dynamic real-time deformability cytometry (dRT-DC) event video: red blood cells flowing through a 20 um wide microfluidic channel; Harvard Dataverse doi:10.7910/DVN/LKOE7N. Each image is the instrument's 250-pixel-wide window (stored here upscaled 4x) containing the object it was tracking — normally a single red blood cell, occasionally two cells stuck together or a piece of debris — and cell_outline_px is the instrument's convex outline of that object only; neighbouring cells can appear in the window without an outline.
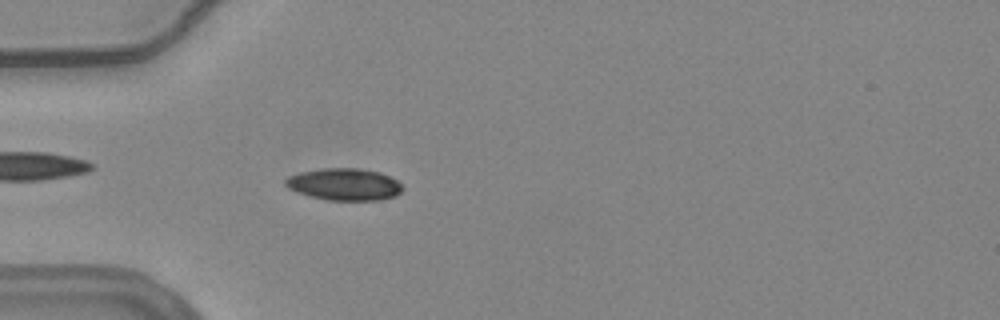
{"species": "common noctule bat (a hibernating species)", "species_latin": "Nyctalus noctula", "temperature_condition": "warm", "stored_images_in_passage": 44, "camera_frame_rate_fps": 3000, "um_per_image_px": 0.085, "animal": {"sex": "female", "body_mass_g": 24.6, "forearm_length_mm": 56.2}, "frame": {"image": 1, "passage_image": 5, "time_ms": 1.333, "image_size_px": [1000, 320], "cell_outline_px": [[404, 188], [396, 196], [380, 200], [328, 200], [312, 196], [288, 188], [284, 184], [284, 180], [288, 176], [300, 172], [324, 168], [356, 168], [380, 172], [396, 180]], "centroid_in_image_um": [29.27, 15.66], "position_along_channel_um": 55.7, "area_um2": 21.68}}
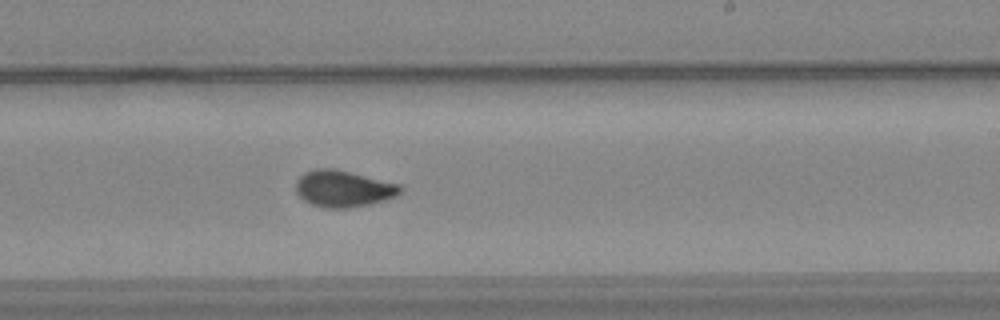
{"frame": {"image": 2, "passage_image": 22, "time_ms": 7.0, "image_size_px": [1000, 320], "cell_outline_px": [[404, 188], [396, 196], [384, 200], [368, 204], [348, 208], [324, 208], [312, 204], [304, 200], [296, 192], [296, 180], [304, 172], [316, 168], [336, 168], [400, 184]], "centroid_in_image_um": [29.18, 16.02], "position_along_channel_um": 259.8, "area_um2": 22.37}}
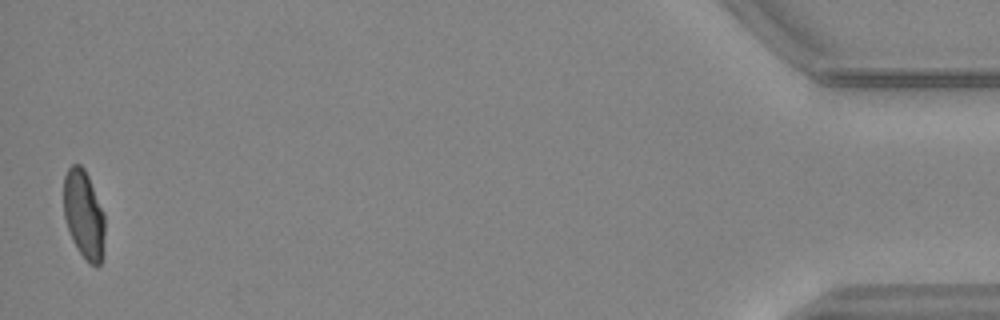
{"frame": {"image": 3, "passage_image": 43, "time_ms": 14.0, "image_size_px": [1000, 320], "cell_outline_px": [[104, 252], [100, 264], [96, 268], [88, 264], [72, 240], [64, 216], [64, 176], [68, 168], [72, 164], [80, 164], [84, 168], [88, 176], [104, 212]], "centroid_in_image_um": [7.14, 18.27], "position_along_channel_um": 428.1, "area_um2": 21.39}, "authors_computed_cell_mechanics": {"area_um2": 21.8484, "velocity_mm_per_s": 3.7193, "shape_relaxation_time_tau1_ms": 6.1928, "shape_relaxation_time_tau2_ms": 1.8823, "deformation_change_tau1": 0.186, "deformation_change_tau2": 0.0628}}